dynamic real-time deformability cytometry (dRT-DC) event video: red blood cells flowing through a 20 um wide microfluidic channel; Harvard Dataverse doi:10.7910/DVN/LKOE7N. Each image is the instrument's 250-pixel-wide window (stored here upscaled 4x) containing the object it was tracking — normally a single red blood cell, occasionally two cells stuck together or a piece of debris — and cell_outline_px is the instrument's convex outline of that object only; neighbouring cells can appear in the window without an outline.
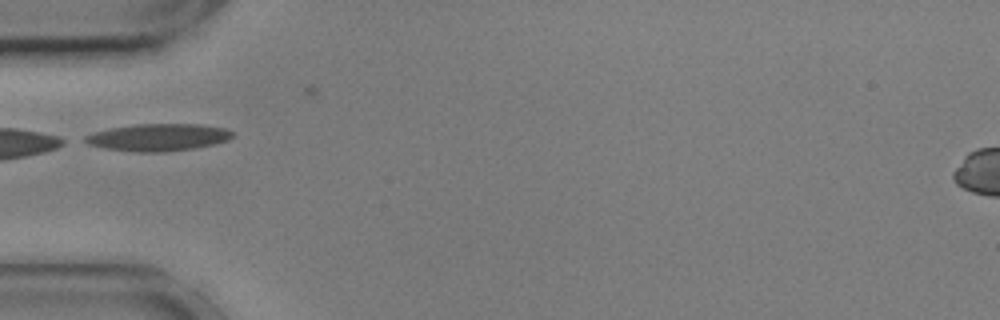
{"species": "common noctule bat (a hibernating species)", "species_latin": "Nyctalus noctula", "temperature_condition": "cold", "stored_images_in_passage": 26, "camera_frame_rate_fps": 3000, "um_per_image_px": 0.085, "animal": {"sex": "male", "body_mass_g": 17.9, "forearm_length_mm": 54.2}, "frame": {"image": 1, "passage_image": 1, "time_ms": 0.0, "image_size_px": [1000, 320], "cell_outline_px": [[236, 136], [228, 140], [216, 144], [196, 148], [164, 152], [136, 152], [104, 148], [88, 144], [80, 140], [84, 136], [92, 132], [112, 128], [136, 124], [200, 124], [224, 128], [236, 132]], "centroid_in_image_um": [13.47, 11.67], "position_along_channel_um": 71.5, "area_um2": 23.76}}
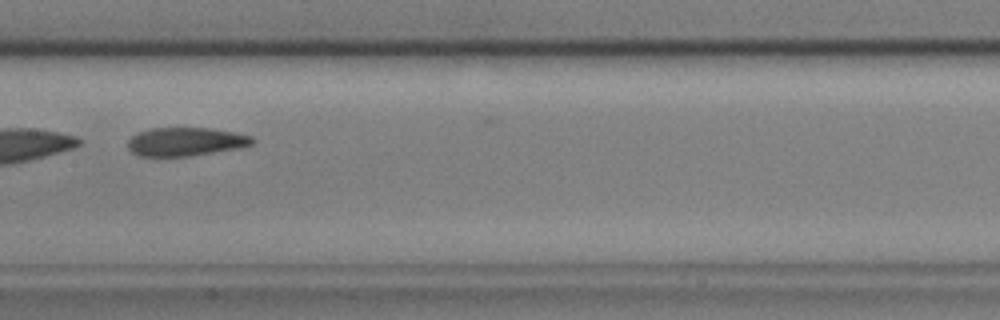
{"frame": {"image": 2, "passage_image": 11, "time_ms": 3.333, "image_size_px": [1000, 320], "cell_outline_px": [[256, 140], [252, 144], [240, 148], [188, 156], [140, 156], [132, 152], [128, 148], [128, 140], [136, 132], [152, 128], [208, 128], [236, 132], [252, 136]], "centroid_in_image_um": [15.79, 12.04], "position_along_channel_um": 191.6, "area_um2": 20.75}}
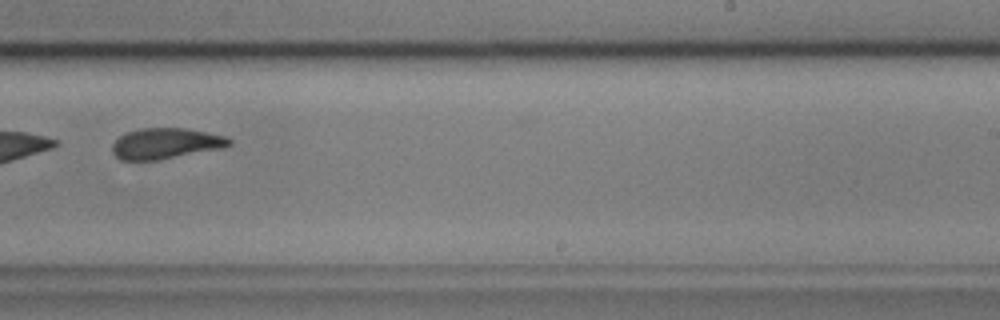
{"frame": {"image": 3, "passage_image": 18, "time_ms": 5.667, "image_size_px": [1000, 320], "cell_outline_px": [[232, 144], [224, 148], [156, 160], [120, 160], [112, 152], [112, 144], [120, 136], [128, 132], [140, 128], [184, 128], [224, 136], [232, 140]], "centroid_in_image_um": [14.08, 12.2], "position_along_channel_um": 274.9, "area_um2": 20.81}, "authors_computed_cell_mechanics": {"area_um2": 21.4438, "velocity_mm_per_s": 3.5866, "shape_relaxation_time_tau1_ms": 5.2755, "shape_relaxation_time_tau2_ms": 2.1913, "deformation_change_tau1": 0.1768, "deformation_change_tau2": 0.0987}}